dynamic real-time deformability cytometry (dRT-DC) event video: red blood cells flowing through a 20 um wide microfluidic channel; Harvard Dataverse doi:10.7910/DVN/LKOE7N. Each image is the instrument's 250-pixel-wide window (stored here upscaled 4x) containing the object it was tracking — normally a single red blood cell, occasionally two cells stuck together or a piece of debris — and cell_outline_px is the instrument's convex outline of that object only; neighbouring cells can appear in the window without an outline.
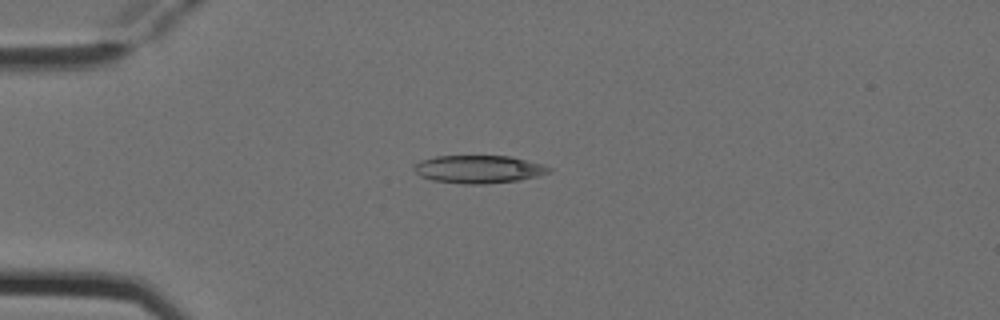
{"species": "Egyptian fruit bat (a non-hibernating species)", "species_latin": "Rousettus aegyptiacus", "temperature_condition": "cold", "stored_images_in_passage": 5, "camera_frame_rate_fps": 3000, "um_per_image_px": 0.085, "animal": {"sex": "female"}, "frame": {"image": 1, "passage_image": 3, "time_ms": 0.667, "image_size_px": [1000, 320], "cell_outline_px": [[552, 172], [520, 180], [484, 184], [464, 184], [432, 180], [420, 176], [412, 168], [420, 160], [436, 156], [512, 156], [540, 164], [552, 168]], "centroid_in_image_um": [40.68, 14.38], "position_along_channel_um": 44.3, "area_um2": 21.91}}
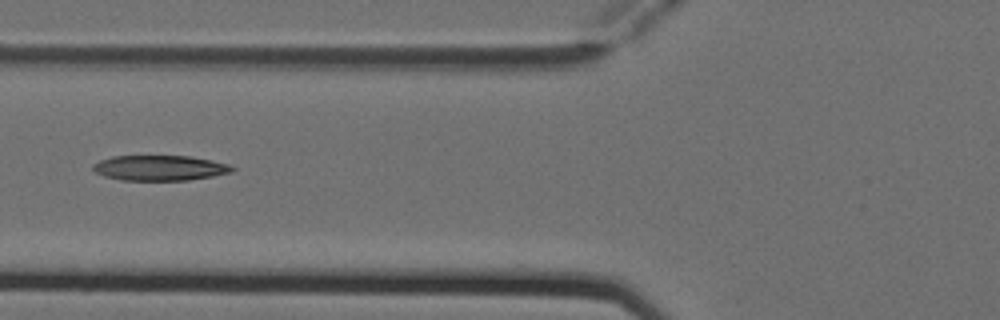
{"frame": {"image": 2, "passage_image": 5, "time_ms": 1.333, "image_size_px": [1000, 320], "cell_outline_px": [[236, 168], [232, 172], [212, 176], [188, 180], [120, 180], [104, 176], [96, 172], [92, 168], [92, 164], [100, 160], [112, 156], [192, 156], [232, 164]], "centroid_in_image_um": [13.61, 14.27], "position_along_channel_um": 112.2, "area_um2": 20.63}}